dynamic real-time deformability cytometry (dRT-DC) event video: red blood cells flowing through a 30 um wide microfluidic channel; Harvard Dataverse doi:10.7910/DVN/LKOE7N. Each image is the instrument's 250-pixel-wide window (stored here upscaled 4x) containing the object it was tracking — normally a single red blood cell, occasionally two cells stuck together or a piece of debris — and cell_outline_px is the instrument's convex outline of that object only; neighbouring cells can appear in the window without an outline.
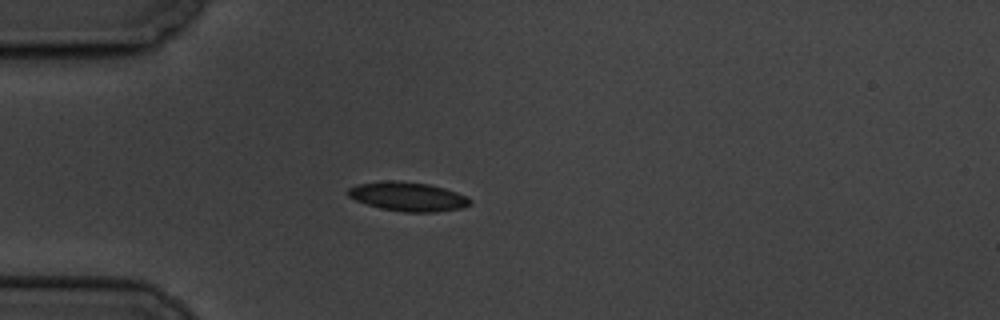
{"species": "common noctule bat (a hibernating species)", "species_latin": "Nyctalus noctula", "temperature_condition": "cold", "stored_images_in_passage": 14, "camera_frame_rate_fps": 3000, "um_per_image_px": 0.085, "animal": {"sex": "male", "body_mass_g": 19.5, "forearm_length_mm": 54.6}, "frame": {"image": 1, "passage_image": 3, "time_ms": 3.333, "image_size_px": [1000, 320], "cell_outline_px": [[472, 204], [464, 208], [436, 212], [404, 212], [380, 208], [356, 200], [348, 196], [348, 188], [356, 184], [388, 180], [396, 180], [428, 184], [444, 188], [468, 196], [472, 200]], "centroid_in_image_um": [34.71, 16.71], "position_along_channel_um": 50.3, "area_um2": 20.81}}
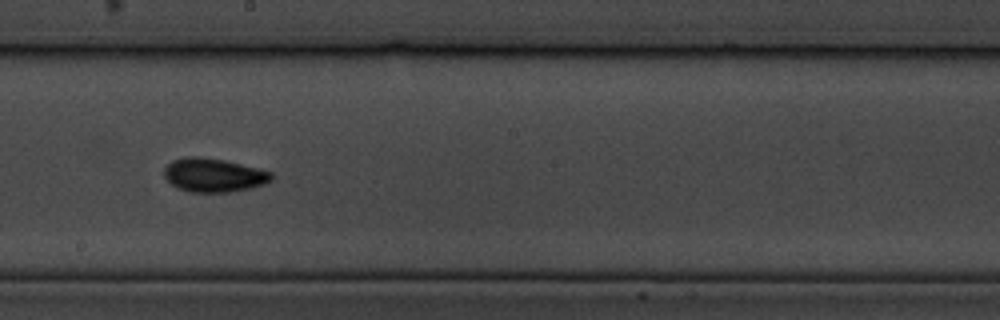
{"frame": {"image": 2, "passage_image": 8, "time_ms": 9.0, "image_size_px": [1000, 320], "cell_outline_px": [[276, 176], [272, 180], [264, 184], [252, 188], [232, 192], [188, 192], [176, 188], [164, 176], [164, 168], [172, 160], [184, 156], [200, 156], [224, 160], [272, 172]], "centroid_in_image_um": [18.16, 14.89], "position_along_channel_um": 230.0, "area_um2": 21.33}}
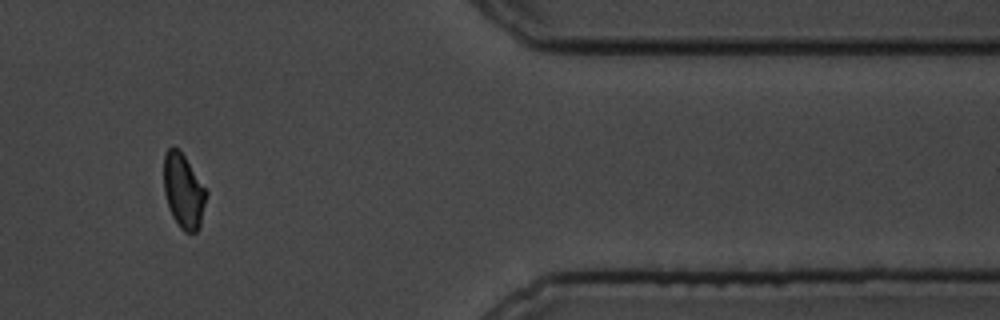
{"frame": {"image": 3, "passage_image": 12, "time_ms": 14.667, "image_size_px": [1000, 320], "cell_outline_px": [[208, 192], [200, 228], [196, 232], [184, 232], [180, 228], [172, 216], [164, 192], [164, 152], [172, 144], [184, 156]], "centroid_in_image_um": [15.6, 16.25], "position_along_channel_um": 395.8, "area_um2": 18.44}, "authors_computed_cell_mechanics": {"area_um2": 19.1607, "velocity_mm_per_s": 3.4016, "shape_relaxation_time_tau1_ms": 1.3382, "shape_relaxation_time_tau2_ms": 1.275, "deformation_change_tau1": 0.0656, "deformation_change_tau2": 0.0391}}